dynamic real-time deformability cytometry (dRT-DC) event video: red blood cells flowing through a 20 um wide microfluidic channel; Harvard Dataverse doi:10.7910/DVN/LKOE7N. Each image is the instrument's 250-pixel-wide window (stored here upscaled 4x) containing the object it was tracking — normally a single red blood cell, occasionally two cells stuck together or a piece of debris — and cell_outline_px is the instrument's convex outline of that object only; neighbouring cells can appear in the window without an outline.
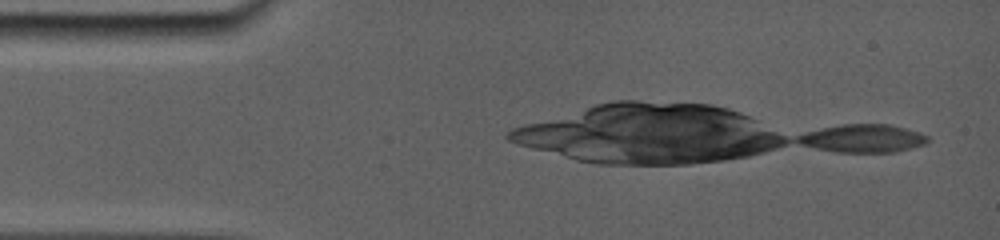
{"species": "common noctule bat (a hibernating species)", "species_latin": "Nyctalus noctula", "temperature_condition": "room temperature", "stored_images_in_passage": 78, "camera_frame_rate_fps": 5000, "um_per_image_px": 0.085, "animal": {"sex": "female", "body_mass_g": 19.0, "forearm_length_mm": 56.7}, "frame": {"image": 1, "passage_image": 1, "time_ms": 0.0, "image_size_px": [1000, 240], "cell_outline_px": [[928, 140], [916, 144], [900, 148], [880, 152], [848, 152], [824, 148], [808, 144], [796, 140], [796, 136], [808, 132], [824, 128], [844, 124], [888, 124], [924, 136]], "centroid_in_image_um": [73.23, 11.72], "position_along_channel_um": 11.8, "area_um2": 19.13}}
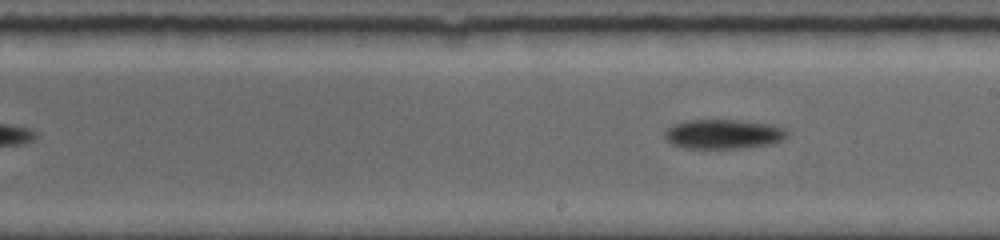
{"frame": {"image": 2, "passage_image": 34, "time_ms": 8.6, "image_size_px": [1000, 240], "cell_outline_px": [[788, 132], [780, 140], [772, 144], [740, 148], [684, 148], [672, 144], [664, 136], [664, 132], [672, 124], [688, 120], [740, 120], [772, 124]], "centroid_in_image_um": [61.43, 11.39], "position_along_channel_um": 227.6, "area_um2": 20.87}}
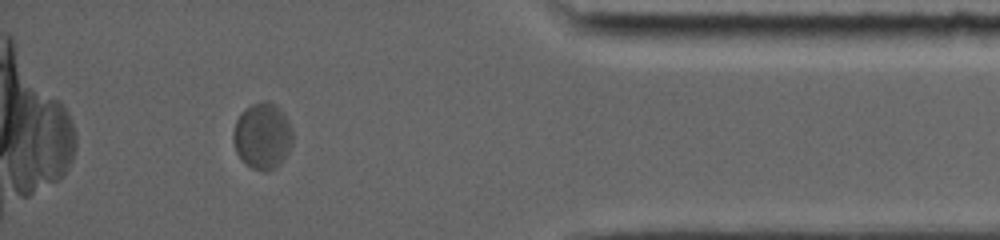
{"frame": {"image": 3, "passage_image": 68, "time_ms": 14.2, "image_size_px": [1000, 240], "cell_outline_px": [[292, 144], [284, 160], [276, 168], [268, 172], [264, 172], [252, 168], [236, 152], [232, 140], [232, 132], [236, 120], [240, 112], [244, 108], [260, 100], [268, 100], [276, 104], [284, 112], [292, 128]], "centroid_in_image_um": [22.31, 11.53], "position_along_channel_um": 412.9, "area_um2": 23.47}}